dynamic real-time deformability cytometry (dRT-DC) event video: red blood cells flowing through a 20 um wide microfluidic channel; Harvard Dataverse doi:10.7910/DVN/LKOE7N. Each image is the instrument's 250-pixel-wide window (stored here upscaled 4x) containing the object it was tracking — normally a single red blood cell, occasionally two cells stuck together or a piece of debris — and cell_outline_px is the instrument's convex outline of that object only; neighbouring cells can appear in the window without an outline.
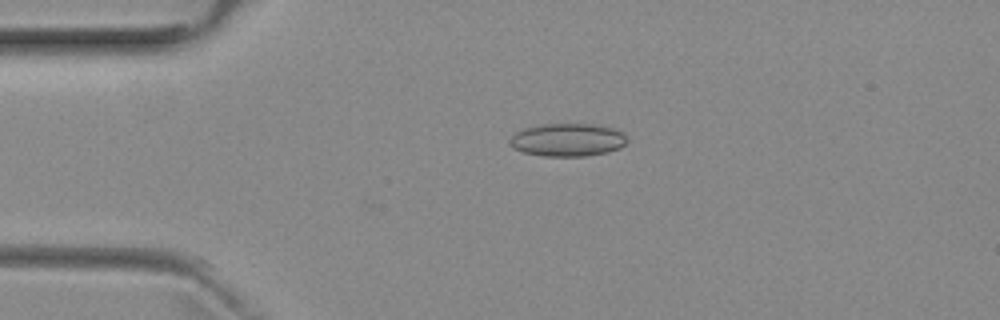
{"species": "common noctule bat (a hibernating species)", "species_latin": "Nyctalus noctula", "temperature_condition": "room temperature", "stored_images_in_passage": 2, "camera_frame_rate_fps": 3000, "um_per_image_px": 0.085, "animal": {"sex": "female", "body_mass_g": 29.2, "forearm_length_mm": 56.3}, "frame": {"image": 1, "passage_image": 1, "time_ms": 0.0, "image_size_px": [1000, 320], "cell_outline_px": [[628, 140], [620, 148], [608, 152], [584, 156], [544, 156], [524, 152], [512, 148], [508, 144], [508, 140], [516, 132], [524, 128], [540, 124], [592, 124], [612, 128], [620, 132]], "centroid_in_image_um": [48.2, 11.89], "position_along_channel_um": 36.8, "area_um2": 22.48}}